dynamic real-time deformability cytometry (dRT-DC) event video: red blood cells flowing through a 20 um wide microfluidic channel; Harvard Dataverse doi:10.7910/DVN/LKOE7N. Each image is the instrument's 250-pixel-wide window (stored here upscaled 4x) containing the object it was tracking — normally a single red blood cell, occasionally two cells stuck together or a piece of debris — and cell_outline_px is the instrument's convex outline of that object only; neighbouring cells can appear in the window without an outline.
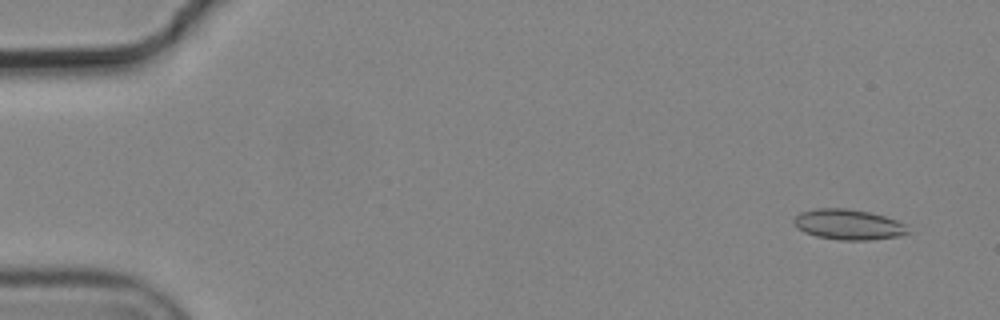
{"species": "common noctule bat (a hibernating species)", "species_latin": "Nyctalus noctula", "temperature_condition": "cold", "stored_images_in_passage": 6, "camera_frame_rate_fps": 3000, "um_per_image_px": 0.085, "animal": {"sex": "male", "body_mass_g": 19.2, "forearm_length_mm": 51.8}, "frame": {"image": 1, "passage_image": 1, "time_ms": 0.0, "image_size_px": [1000, 320], "cell_outline_px": [[908, 232], [900, 236], [868, 240], [840, 240], [816, 236], [804, 232], [796, 228], [792, 220], [800, 212], [816, 208], [848, 208], [868, 212], [884, 216], [896, 220], [904, 224]], "centroid_in_image_um": [72.05, 19.08], "position_along_channel_um": 12.9, "area_um2": 20.17}}
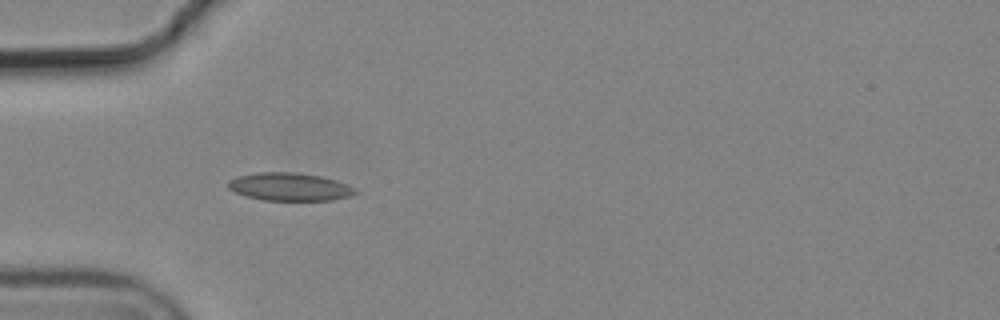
{"frame": {"image": 2, "passage_image": 5, "time_ms": 1.333, "image_size_px": [1000, 320], "cell_outline_px": [[356, 192], [348, 196], [332, 200], [264, 200], [244, 196], [228, 188], [228, 180], [236, 176], [256, 172], [292, 172], [320, 176], [336, 180], [356, 188]], "centroid_in_image_um": [24.57, 15.87], "position_along_channel_um": 60.4, "area_um2": 20.63}}
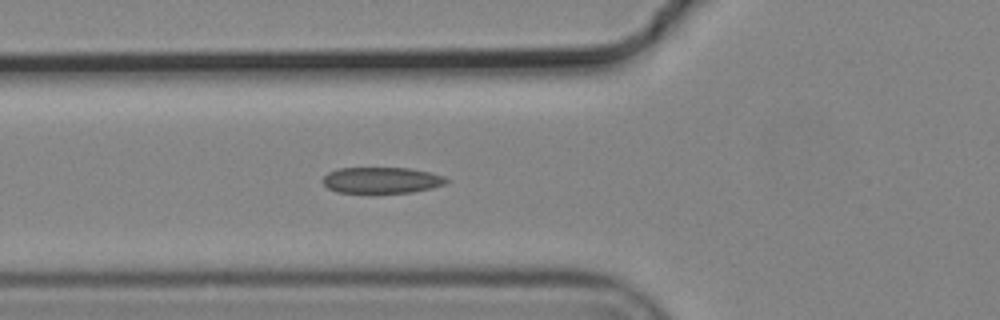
{"frame": {"image": 3, "passage_image": 6, "time_ms": 1.667, "image_size_px": [1000, 320], "cell_outline_px": [[448, 180], [444, 184], [432, 188], [412, 192], [336, 192], [328, 188], [320, 180], [328, 172], [340, 168], [408, 168], [428, 172], [444, 176]], "centroid_in_image_um": [32.4, 15.31], "position_along_channel_um": 93.4, "area_um2": 18.61}}